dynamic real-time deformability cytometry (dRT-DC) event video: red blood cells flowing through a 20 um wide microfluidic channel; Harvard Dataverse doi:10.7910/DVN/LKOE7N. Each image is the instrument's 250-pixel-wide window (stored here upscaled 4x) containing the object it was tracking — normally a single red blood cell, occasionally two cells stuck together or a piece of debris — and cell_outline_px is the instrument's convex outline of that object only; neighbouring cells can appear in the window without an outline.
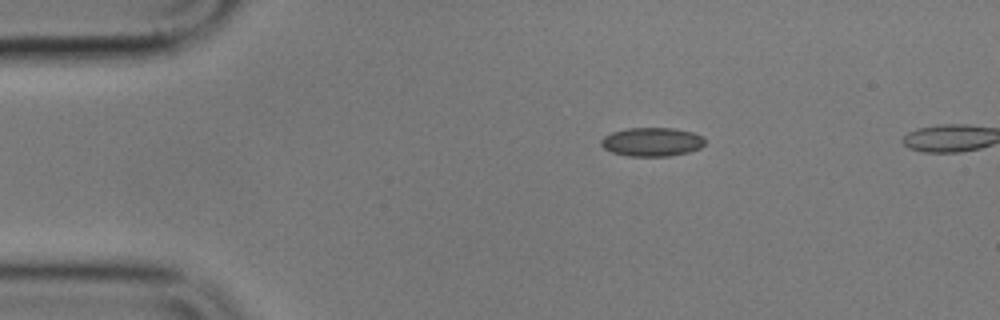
{"species": "common noctule bat (a hibernating species)", "species_latin": "Nyctalus noctula", "temperature_condition": "cold", "stored_images_in_passage": 5, "camera_frame_rate_fps": 3000, "um_per_image_px": 0.085, "animal": {"sex": "male", "body_mass_g": 17.9}, "frame": {"image": 1, "passage_image": 1, "time_ms": 0.0, "image_size_px": [1000, 320], "cell_outline_px": [[704, 144], [700, 148], [688, 152], [668, 156], [628, 156], [612, 152], [604, 148], [600, 144], [600, 140], [604, 136], [612, 132], [628, 128], [676, 128], [692, 132], [704, 136]], "centroid_in_image_um": [55.41, 12.05], "position_along_channel_um": 29.6, "area_um2": 17.46}}
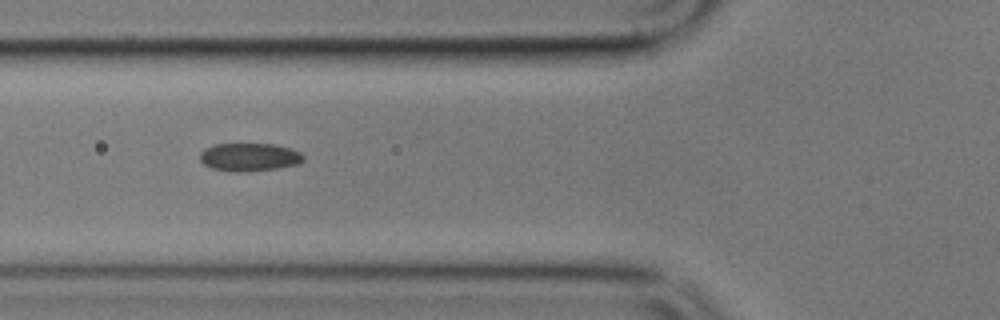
{"frame": {"image": 2, "passage_image": 4, "time_ms": 3.667, "image_size_px": [1000, 320], "cell_outline_px": [[304, 160], [296, 164], [280, 168], [244, 172], [236, 172], [212, 168], [204, 164], [200, 160], [200, 152], [204, 148], [216, 144], [272, 144], [288, 148], [300, 152], [304, 156]], "centroid_in_image_um": [21.18, 13.36], "position_along_channel_um": 104.6, "area_um2": 16.88}}
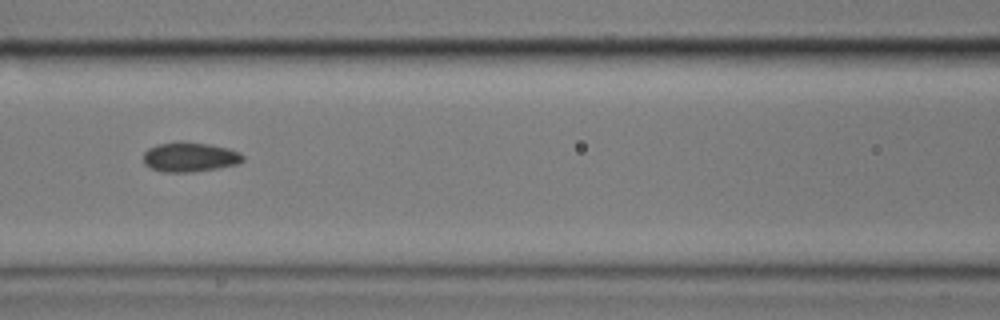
{"frame": {"image": 3, "passage_image": 5, "time_ms": 5.0, "image_size_px": [1000, 320], "cell_outline_px": [[244, 160], [236, 164], [216, 168], [192, 172], [164, 172], [152, 168], [144, 164], [144, 152], [148, 148], [160, 144], [208, 144], [228, 148], [240, 152], [244, 156]], "centroid_in_image_um": [16.15, 13.38], "position_along_channel_um": 150.4, "area_um2": 16.47}}